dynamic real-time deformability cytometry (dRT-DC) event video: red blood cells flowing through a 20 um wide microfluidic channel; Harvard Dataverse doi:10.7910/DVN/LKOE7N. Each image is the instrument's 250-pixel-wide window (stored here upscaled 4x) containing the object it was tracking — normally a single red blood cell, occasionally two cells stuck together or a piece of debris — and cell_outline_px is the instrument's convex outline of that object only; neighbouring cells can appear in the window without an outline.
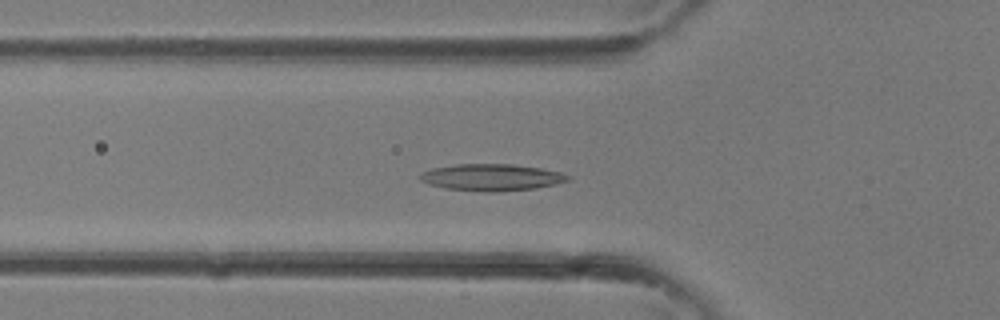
{"species": "common noctule bat (a hibernating species)", "species_latin": "Nyctalus noctula", "temperature_condition": "room temperature", "stored_images_in_passage": 37, "camera_frame_rate_fps": 3000, "um_per_image_px": 0.085, "animal": {"sex": "female"}, "frame": {"image": 1, "passage_image": 13, "time_ms": 4.0, "image_size_px": [1000, 320], "cell_outline_px": [[568, 180], [556, 184], [536, 188], [496, 192], [484, 192], [444, 188], [428, 184], [420, 180], [416, 176], [420, 172], [432, 168], [456, 164], [512, 164], [540, 168], [560, 172], [568, 176]], "centroid_in_image_um": [41.7, 15.08], "position_along_channel_um": 84.1, "area_um2": 23.18}}
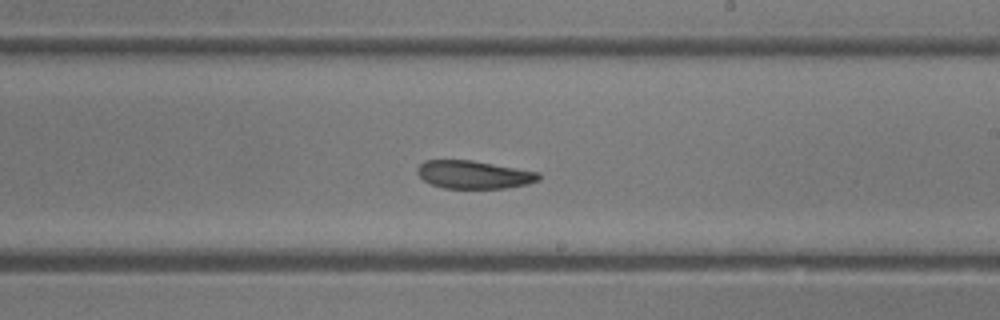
{"frame": {"image": 2, "passage_image": 22, "time_ms": 7.0, "image_size_px": [1000, 320], "cell_outline_px": [[540, 180], [528, 184], [504, 188], [444, 188], [432, 184], [424, 180], [416, 172], [416, 168], [424, 160], [472, 160], [540, 172]], "centroid_in_image_um": [40.28, 14.84], "position_along_channel_um": 248.7, "area_um2": 19.83}}
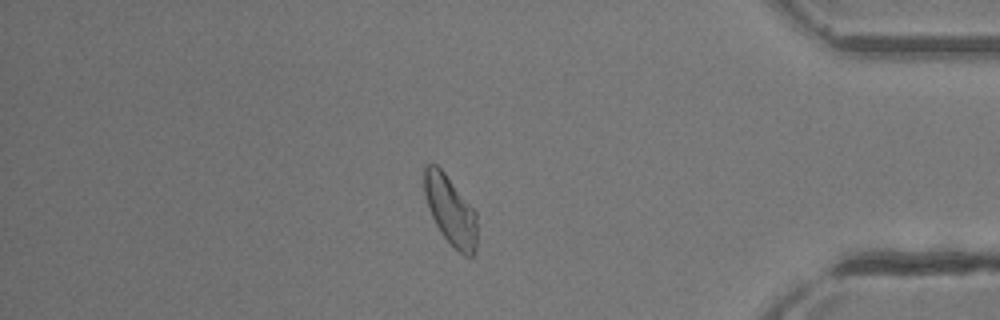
{"frame": {"image": 3, "passage_image": 32, "time_ms": 10.333, "image_size_px": [1000, 320], "cell_outline_px": [[476, 248], [472, 256], [464, 256], [440, 232], [428, 208], [424, 192], [424, 164], [436, 164], [444, 172], [476, 212]], "centroid_in_image_um": [38.27, 17.86], "position_along_channel_um": 396.9, "area_um2": 20.92}}